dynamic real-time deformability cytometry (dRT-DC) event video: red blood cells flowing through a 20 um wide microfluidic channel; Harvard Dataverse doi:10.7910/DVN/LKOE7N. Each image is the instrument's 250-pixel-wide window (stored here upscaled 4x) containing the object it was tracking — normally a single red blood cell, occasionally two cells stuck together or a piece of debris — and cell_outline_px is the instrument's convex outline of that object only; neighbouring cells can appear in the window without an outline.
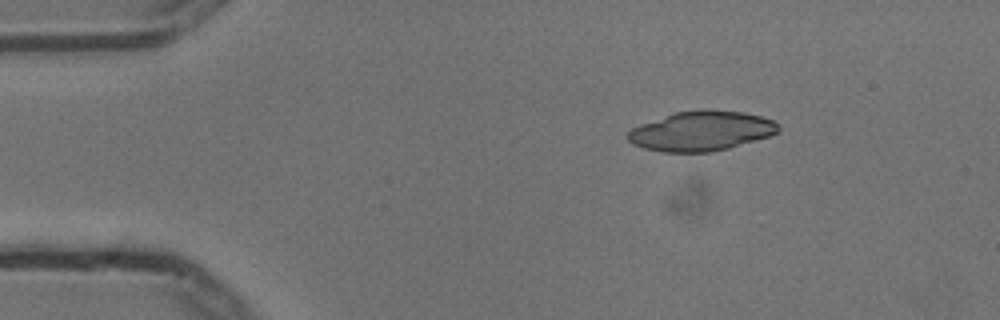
{"species": "common noctule bat (a hibernating species)", "species_latin": "Nyctalus noctula", "temperature_condition": "cold", "stored_images_in_passage": 47, "camera_frame_rate_fps": 3000, "um_per_image_px": 0.085, "animal": {"sex": "male", "body_mass_g": 13.3}, "frame": {"image": 1, "passage_image": 1, "time_ms": 0.0, "image_size_px": [1000, 320], "cell_outline_px": [[780, 128], [772, 136], [728, 148], [712, 152], [664, 152], [644, 148], [632, 144], [628, 140], [628, 132], [632, 128], [640, 124], [676, 112], [700, 108], [744, 112], [760, 116], [772, 120], [780, 124]], "centroid_in_image_um": [59.63, 11.13], "position_along_channel_um": 25.4, "area_um2": 35.03}}